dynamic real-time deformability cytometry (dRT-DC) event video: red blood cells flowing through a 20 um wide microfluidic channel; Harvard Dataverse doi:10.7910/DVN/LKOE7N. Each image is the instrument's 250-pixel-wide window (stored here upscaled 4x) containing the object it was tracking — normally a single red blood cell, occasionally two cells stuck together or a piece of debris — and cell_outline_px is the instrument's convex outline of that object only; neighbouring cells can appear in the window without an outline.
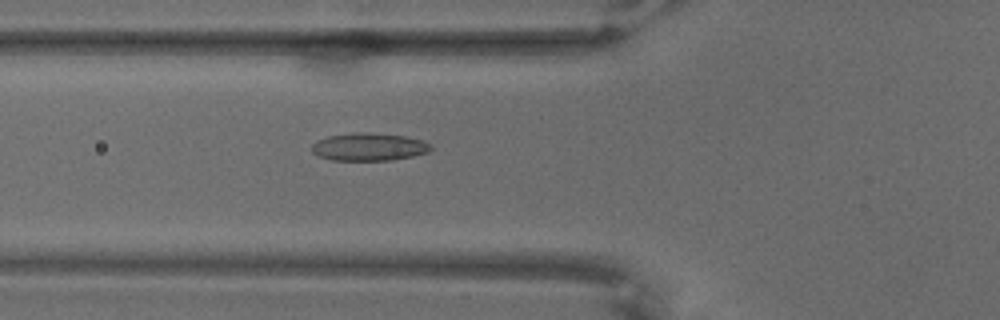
{"species": "common noctule bat (a hibernating species)", "species_latin": "Nyctalus noctula", "temperature_condition": "warm", "stored_images_in_passage": 68, "camera_frame_rate_fps": 3000, "um_per_image_px": 0.085, "animal": {"sex": "male", "body_mass_g": 18.8}, "frame": {"image": 1, "passage_image": 26, "time_ms": 8.333, "image_size_px": [1000, 320], "cell_outline_px": [[432, 148], [428, 152], [412, 156], [392, 160], [332, 160], [320, 156], [312, 152], [312, 144], [316, 140], [328, 136], [356, 132], [368, 132], [404, 136], [424, 140], [432, 144]], "centroid_in_image_um": [31.38, 12.48], "position_along_channel_um": 94.4, "area_um2": 19.31}}
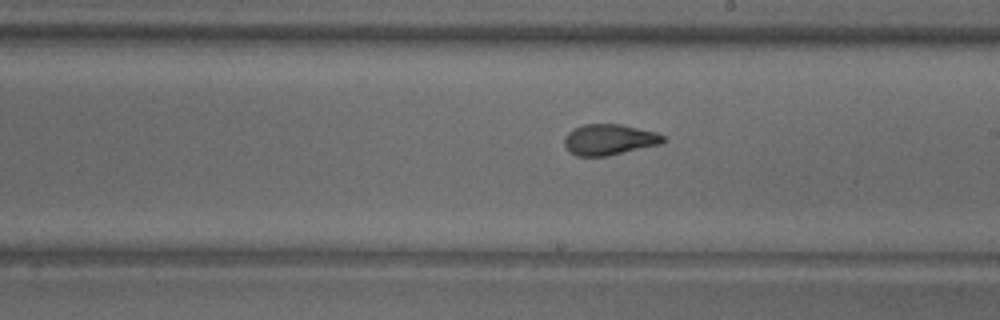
{"frame": {"image": 2, "passage_image": 40, "time_ms": 13.0, "image_size_px": [1000, 320], "cell_outline_px": [[664, 140], [660, 144], [608, 156], [576, 156], [564, 144], [564, 136], [572, 128], [584, 124], [620, 124], [656, 132], [664, 136]], "centroid_in_image_um": [51.76, 11.86], "position_along_channel_um": 237.2, "area_um2": 17.69}}
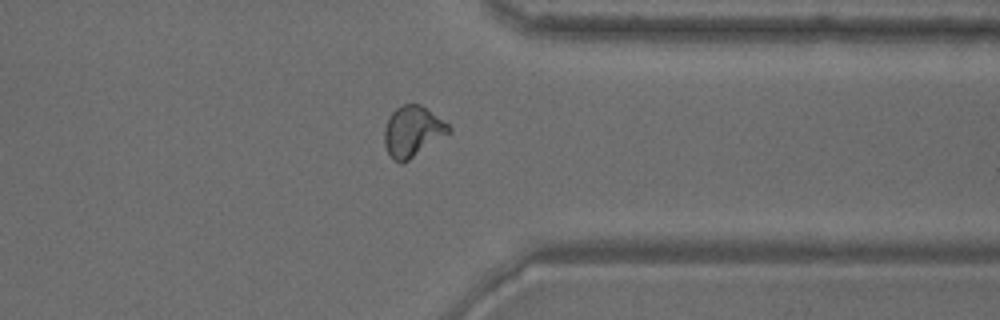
{"frame": {"image": 3, "passage_image": 54, "time_ms": 17.667, "image_size_px": [1000, 320], "cell_outline_px": [[452, 132], [408, 160], [400, 164], [392, 160], [384, 144], [384, 128], [392, 112], [396, 108], [404, 104], [420, 104], [448, 124], [452, 128]], "centroid_in_image_um": [35.07, 11.19], "position_along_channel_um": 376.3, "area_um2": 18.96}}